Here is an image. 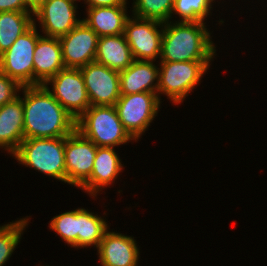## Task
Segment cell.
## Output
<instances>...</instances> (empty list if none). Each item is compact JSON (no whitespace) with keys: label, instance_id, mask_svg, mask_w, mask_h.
Segmentation results:
<instances>
[{"label":"cell","instance_id":"6da1fadb","mask_svg":"<svg viewBox=\"0 0 267 266\" xmlns=\"http://www.w3.org/2000/svg\"><path fill=\"white\" fill-rule=\"evenodd\" d=\"M24 139L67 137L76 129V119L44 85L21 87Z\"/></svg>","mask_w":267,"mask_h":266},{"label":"cell","instance_id":"7a4b0ae2","mask_svg":"<svg viewBox=\"0 0 267 266\" xmlns=\"http://www.w3.org/2000/svg\"><path fill=\"white\" fill-rule=\"evenodd\" d=\"M205 22L163 23L160 62L214 61L216 45Z\"/></svg>","mask_w":267,"mask_h":266},{"label":"cell","instance_id":"3957f363","mask_svg":"<svg viewBox=\"0 0 267 266\" xmlns=\"http://www.w3.org/2000/svg\"><path fill=\"white\" fill-rule=\"evenodd\" d=\"M76 130L99 147L137 142L122 125L115 106H90L76 120Z\"/></svg>","mask_w":267,"mask_h":266},{"label":"cell","instance_id":"277c9868","mask_svg":"<svg viewBox=\"0 0 267 266\" xmlns=\"http://www.w3.org/2000/svg\"><path fill=\"white\" fill-rule=\"evenodd\" d=\"M65 137L23 139L12 155L19 164L66 183Z\"/></svg>","mask_w":267,"mask_h":266},{"label":"cell","instance_id":"5b68a950","mask_svg":"<svg viewBox=\"0 0 267 266\" xmlns=\"http://www.w3.org/2000/svg\"><path fill=\"white\" fill-rule=\"evenodd\" d=\"M211 61L160 62L157 93L166 95L174 105L181 104L201 82Z\"/></svg>","mask_w":267,"mask_h":266},{"label":"cell","instance_id":"8992f818","mask_svg":"<svg viewBox=\"0 0 267 266\" xmlns=\"http://www.w3.org/2000/svg\"><path fill=\"white\" fill-rule=\"evenodd\" d=\"M160 106L158 93L153 92L120 95L115 104L122 125L136 141L153 123Z\"/></svg>","mask_w":267,"mask_h":266},{"label":"cell","instance_id":"52a82bcc","mask_svg":"<svg viewBox=\"0 0 267 266\" xmlns=\"http://www.w3.org/2000/svg\"><path fill=\"white\" fill-rule=\"evenodd\" d=\"M34 24L0 55V72L15 80L20 86H33V53L42 36Z\"/></svg>","mask_w":267,"mask_h":266},{"label":"cell","instance_id":"ba28073f","mask_svg":"<svg viewBox=\"0 0 267 266\" xmlns=\"http://www.w3.org/2000/svg\"><path fill=\"white\" fill-rule=\"evenodd\" d=\"M44 86L76 120L91 106L79 68L60 70Z\"/></svg>","mask_w":267,"mask_h":266},{"label":"cell","instance_id":"9c48e42d","mask_svg":"<svg viewBox=\"0 0 267 266\" xmlns=\"http://www.w3.org/2000/svg\"><path fill=\"white\" fill-rule=\"evenodd\" d=\"M124 35L134 60L155 62L160 58L162 22L129 16L125 23Z\"/></svg>","mask_w":267,"mask_h":266},{"label":"cell","instance_id":"30bf717a","mask_svg":"<svg viewBox=\"0 0 267 266\" xmlns=\"http://www.w3.org/2000/svg\"><path fill=\"white\" fill-rule=\"evenodd\" d=\"M97 146L74 130L65 137L66 183L80 188L91 176Z\"/></svg>","mask_w":267,"mask_h":266},{"label":"cell","instance_id":"8fae6325","mask_svg":"<svg viewBox=\"0 0 267 266\" xmlns=\"http://www.w3.org/2000/svg\"><path fill=\"white\" fill-rule=\"evenodd\" d=\"M77 1L80 0H46L33 12L34 24L38 21L43 36L60 38L82 21L77 18Z\"/></svg>","mask_w":267,"mask_h":266},{"label":"cell","instance_id":"7c38bea8","mask_svg":"<svg viewBox=\"0 0 267 266\" xmlns=\"http://www.w3.org/2000/svg\"><path fill=\"white\" fill-rule=\"evenodd\" d=\"M79 69L91 106H115L121 95L119 72L95 61Z\"/></svg>","mask_w":267,"mask_h":266},{"label":"cell","instance_id":"4fadbf2b","mask_svg":"<svg viewBox=\"0 0 267 266\" xmlns=\"http://www.w3.org/2000/svg\"><path fill=\"white\" fill-rule=\"evenodd\" d=\"M98 35L83 20L59 38L65 68H81L94 62Z\"/></svg>","mask_w":267,"mask_h":266},{"label":"cell","instance_id":"5bb4252c","mask_svg":"<svg viewBox=\"0 0 267 266\" xmlns=\"http://www.w3.org/2000/svg\"><path fill=\"white\" fill-rule=\"evenodd\" d=\"M140 249L132 236L107 231L97 252L101 266H138Z\"/></svg>","mask_w":267,"mask_h":266},{"label":"cell","instance_id":"9a60e30c","mask_svg":"<svg viewBox=\"0 0 267 266\" xmlns=\"http://www.w3.org/2000/svg\"><path fill=\"white\" fill-rule=\"evenodd\" d=\"M123 165L117 152H115V148L97 146L91 176L80 189L89 196L91 195L92 198H97V195L104 188L115 183L119 173L123 170Z\"/></svg>","mask_w":267,"mask_h":266},{"label":"cell","instance_id":"2e32d148","mask_svg":"<svg viewBox=\"0 0 267 266\" xmlns=\"http://www.w3.org/2000/svg\"><path fill=\"white\" fill-rule=\"evenodd\" d=\"M33 54V86L44 85L65 68L59 38L41 36Z\"/></svg>","mask_w":267,"mask_h":266},{"label":"cell","instance_id":"e0dca14e","mask_svg":"<svg viewBox=\"0 0 267 266\" xmlns=\"http://www.w3.org/2000/svg\"><path fill=\"white\" fill-rule=\"evenodd\" d=\"M24 139L23 100L19 96L0 107V148L12 156Z\"/></svg>","mask_w":267,"mask_h":266},{"label":"cell","instance_id":"ac0fdd59","mask_svg":"<svg viewBox=\"0 0 267 266\" xmlns=\"http://www.w3.org/2000/svg\"><path fill=\"white\" fill-rule=\"evenodd\" d=\"M120 93L130 95L140 92L157 93L159 67L154 61L134 60L125 70L119 72Z\"/></svg>","mask_w":267,"mask_h":266},{"label":"cell","instance_id":"d6986e66","mask_svg":"<svg viewBox=\"0 0 267 266\" xmlns=\"http://www.w3.org/2000/svg\"><path fill=\"white\" fill-rule=\"evenodd\" d=\"M87 17L82 20L96 32L98 37L124 34L129 18L127 5L86 7Z\"/></svg>","mask_w":267,"mask_h":266},{"label":"cell","instance_id":"ffe728a7","mask_svg":"<svg viewBox=\"0 0 267 266\" xmlns=\"http://www.w3.org/2000/svg\"><path fill=\"white\" fill-rule=\"evenodd\" d=\"M134 61L124 34L98 38L95 62L118 72Z\"/></svg>","mask_w":267,"mask_h":266},{"label":"cell","instance_id":"44dd1931","mask_svg":"<svg viewBox=\"0 0 267 266\" xmlns=\"http://www.w3.org/2000/svg\"><path fill=\"white\" fill-rule=\"evenodd\" d=\"M32 12H0V55L34 25Z\"/></svg>","mask_w":267,"mask_h":266},{"label":"cell","instance_id":"7402d4cb","mask_svg":"<svg viewBox=\"0 0 267 266\" xmlns=\"http://www.w3.org/2000/svg\"><path fill=\"white\" fill-rule=\"evenodd\" d=\"M104 217L79 208L78 248L94 246L98 248L105 233L110 229Z\"/></svg>","mask_w":267,"mask_h":266},{"label":"cell","instance_id":"603a6c76","mask_svg":"<svg viewBox=\"0 0 267 266\" xmlns=\"http://www.w3.org/2000/svg\"><path fill=\"white\" fill-rule=\"evenodd\" d=\"M28 217L0 225V266L6 265L20 243L22 234L30 221Z\"/></svg>","mask_w":267,"mask_h":266},{"label":"cell","instance_id":"cb8c5ba5","mask_svg":"<svg viewBox=\"0 0 267 266\" xmlns=\"http://www.w3.org/2000/svg\"><path fill=\"white\" fill-rule=\"evenodd\" d=\"M48 227L70 247L78 249L79 208L54 216Z\"/></svg>","mask_w":267,"mask_h":266},{"label":"cell","instance_id":"d4e9b609","mask_svg":"<svg viewBox=\"0 0 267 266\" xmlns=\"http://www.w3.org/2000/svg\"><path fill=\"white\" fill-rule=\"evenodd\" d=\"M132 15L162 23L171 20L174 0H133Z\"/></svg>","mask_w":267,"mask_h":266},{"label":"cell","instance_id":"484cf974","mask_svg":"<svg viewBox=\"0 0 267 266\" xmlns=\"http://www.w3.org/2000/svg\"><path fill=\"white\" fill-rule=\"evenodd\" d=\"M212 0H174L172 16L179 15V20L186 22H204L213 9Z\"/></svg>","mask_w":267,"mask_h":266},{"label":"cell","instance_id":"4316f807","mask_svg":"<svg viewBox=\"0 0 267 266\" xmlns=\"http://www.w3.org/2000/svg\"><path fill=\"white\" fill-rule=\"evenodd\" d=\"M21 87L15 80L0 72V107L18 97Z\"/></svg>","mask_w":267,"mask_h":266},{"label":"cell","instance_id":"83f0119b","mask_svg":"<svg viewBox=\"0 0 267 266\" xmlns=\"http://www.w3.org/2000/svg\"><path fill=\"white\" fill-rule=\"evenodd\" d=\"M5 11L31 12L24 0H0V12Z\"/></svg>","mask_w":267,"mask_h":266},{"label":"cell","instance_id":"f1b7e54d","mask_svg":"<svg viewBox=\"0 0 267 266\" xmlns=\"http://www.w3.org/2000/svg\"><path fill=\"white\" fill-rule=\"evenodd\" d=\"M81 1V0H80ZM86 7L119 6L127 5L128 0H83Z\"/></svg>","mask_w":267,"mask_h":266},{"label":"cell","instance_id":"f546056e","mask_svg":"<svg viewBox=\"0 0 267 266\" xmlns=\"http://www.w3.org/2000/svg\"><path fill=\"white\" fill-rule=\"evenodd\" d=\"M46 0H24L26 7L33 13L36 11Z\"/></svg>","mask_w":267,"mask_h":266}]
</instances>
